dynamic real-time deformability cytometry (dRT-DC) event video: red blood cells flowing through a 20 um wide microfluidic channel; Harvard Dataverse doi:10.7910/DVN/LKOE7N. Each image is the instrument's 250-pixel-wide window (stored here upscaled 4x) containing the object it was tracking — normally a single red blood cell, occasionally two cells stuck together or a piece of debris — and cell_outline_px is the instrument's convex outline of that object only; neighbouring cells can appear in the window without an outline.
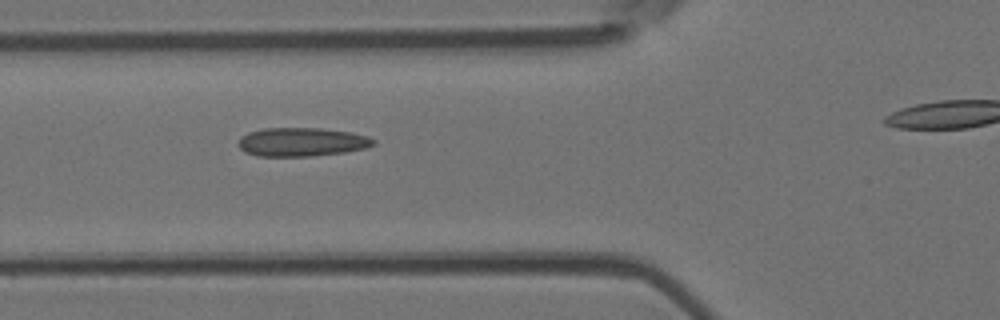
{"species": "Egyptian fruit bat (a non-hibernating species)", "species_latin": "Rousettus aegyptiacus", "temperature_condition": "room temperature", "stored_images_in_passage": 3, "segment_of_instrument_passage": [1, 2], "camera_frame_rate_fps": 3000, "um_per_image_px": 0.085, "animal": {"sex": "female"}, "frame": {"image": 1, "passage_image": 2, "time_ms": 1.0, "image_size_px": [1000, 320], "cell_outline_px": [[376, 144], [364, 148], [344, 152], [312, 156], [256, 156], [244, 152], [240, 148], [240, 136], [248, 132], [264, 128], [320, 128], [352, 132], [368, 136], [376, 140]], "centroid_in_image_um": [25.66, 12.06], "position_along_channel_um": 100.1, "area_um2": 22.66}}